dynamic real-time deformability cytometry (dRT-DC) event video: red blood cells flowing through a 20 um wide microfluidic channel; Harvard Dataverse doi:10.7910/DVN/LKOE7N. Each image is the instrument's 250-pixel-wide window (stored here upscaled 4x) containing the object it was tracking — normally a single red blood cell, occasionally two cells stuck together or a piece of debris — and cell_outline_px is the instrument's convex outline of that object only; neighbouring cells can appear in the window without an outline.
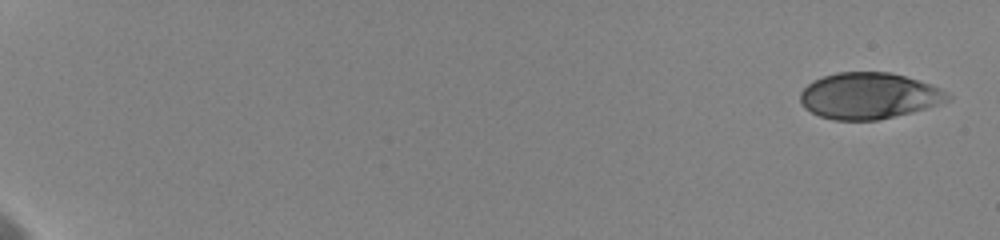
{"species": "human", "species_latin": "Homo sapiens", "temperature_condition": "cold", "stored_images_in_passage": 18, "camera_frame_rate_fps": 3000, "um_per_image_px": 0.085, "donor": {"sex": "female"}, "frame": {"image": 1, "passage_image": 1, "time_ms": 0.0, "image_size_px": [1000, 240], "cell_outline_px": [[952, 96], [948, 100], [912, 112], [876, 120], [832, 120], [820, 116], [804, 108], [800, 104], [800, 92], [812, 80], [836, 72], [888, 72], [904, 76], [928, 84]], "centroid_in_image_um": [73.76, 8.15], "position_along_channel_um": 11.2, "area_um2": 39.25}}
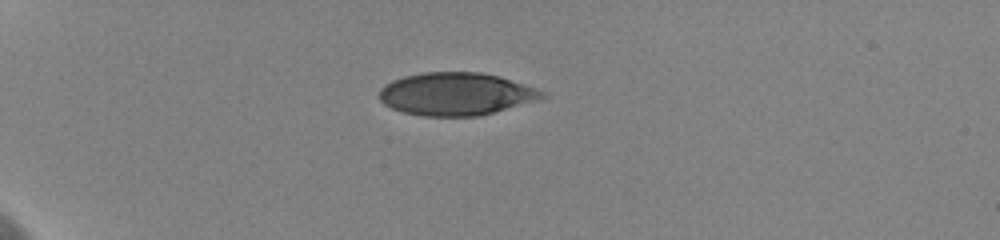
{"frame": {"image": 2, "passage_image": 12, "time_ms": 5.333, "image_size_px": [1000, 240], "cell_outline_px": [[548, 96], [480, 116], [424, 116], [404, 112], [392, 108], [384, 104], [380, 100], [380, 88], [384, 84], [392, 80], [404, 76], [424, 72], [480, 72], [500, 76], [544, 92]], "centroid_in_image_um": [38.71, 7.98], "position_along_channel_um": 46.3, "area_um2": 40.17}}